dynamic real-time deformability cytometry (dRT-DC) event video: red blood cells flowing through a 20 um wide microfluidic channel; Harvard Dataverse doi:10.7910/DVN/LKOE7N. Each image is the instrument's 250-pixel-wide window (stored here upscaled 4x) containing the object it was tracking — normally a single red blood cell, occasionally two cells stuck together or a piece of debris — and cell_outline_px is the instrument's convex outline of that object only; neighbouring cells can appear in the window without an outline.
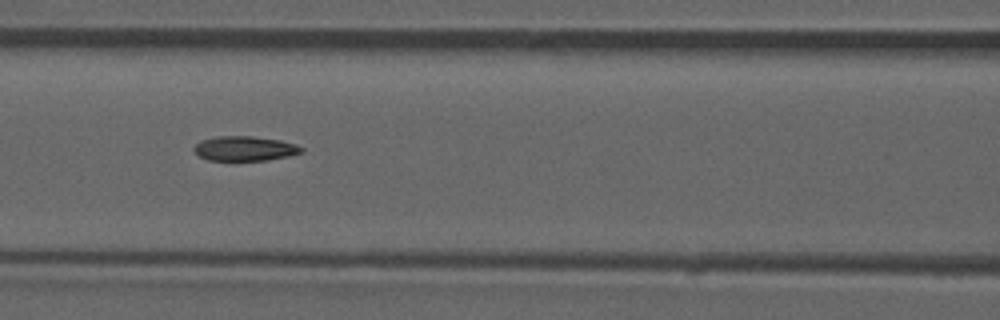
{"species": "common noctule bat (a hibernating species)", "species_latin": "Nyctalus noctula", "temperature_condition": "room temperature", "stored_images_in_passage": 52, "camera_frame_rate_fps": 3000, "um_per_image_px": 0.085, "animal": {"sex": "male", "forearm_length_mm": 52.5}, "frame": {"image": 1, "passage_image": 23, "time_ms": 7.333, "image_size_px": [1000, 320], "cell_outline_px": [[304, 152], [288, 156], [268, 160], [208, 160], [200, 156], [192, 148], [200, 140], [216, 136], [252, 136], [280, 140], [296, 144], [304, 148]], "centroid_in_image_um": [20.82, 12.62], "position_along_channel_um": 145.8, "area_um2": 15.49}, "authors_computed_cell_mechanics": {"area_um2": 16.1262, "velocity_mm_per_s": 3.928, "shape_relaxation_time_tau1_ms": null, "shape_relaxation_time_tau2_ms": 8.6974, "deformation_change_tau1": null, "deformation_change_tau2": 0.1552}}